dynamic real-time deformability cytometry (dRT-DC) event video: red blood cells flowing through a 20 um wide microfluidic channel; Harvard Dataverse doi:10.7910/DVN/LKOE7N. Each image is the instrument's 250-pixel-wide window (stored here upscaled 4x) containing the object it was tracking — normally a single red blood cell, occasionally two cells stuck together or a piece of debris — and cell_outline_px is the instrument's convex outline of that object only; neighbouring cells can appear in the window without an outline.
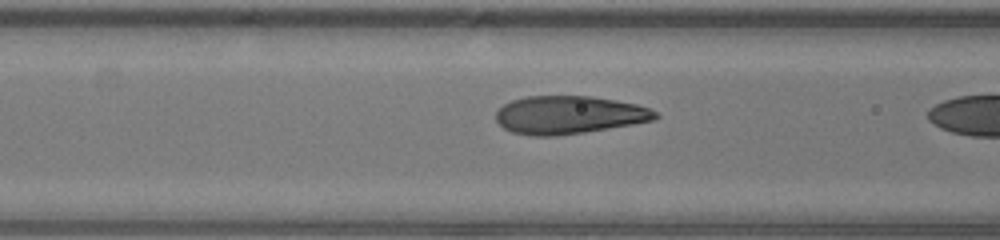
{"species": "human", "species_latin": "Homo sapiens", "temperature_condition": "warm", "stored_images_in_passage": 17, "camera_frame_rate_fps": 3000, "um_per_image_px": 0.085, "donor": {"sex": "male"}, "frame": {"image": 1, "passage_image": 15, "time_ms": 4.667, "image_size_px": [1000, 240], "cell_outline_px": [[660, 116], [652, 120], [632, 124], [584, 132], [556, 136], [532, 136], [512, 132], [504, 128], [496, 120], [496, 112], [504, 104], [512, 100], [524, 96], [588, 96], [616, 100], [636, 104], [648, 108], [656, 112]], "centroid_in_image_um": [48.33, 9.76], "position_along_channel_um": 118.3, "area_um2": 35.14}}